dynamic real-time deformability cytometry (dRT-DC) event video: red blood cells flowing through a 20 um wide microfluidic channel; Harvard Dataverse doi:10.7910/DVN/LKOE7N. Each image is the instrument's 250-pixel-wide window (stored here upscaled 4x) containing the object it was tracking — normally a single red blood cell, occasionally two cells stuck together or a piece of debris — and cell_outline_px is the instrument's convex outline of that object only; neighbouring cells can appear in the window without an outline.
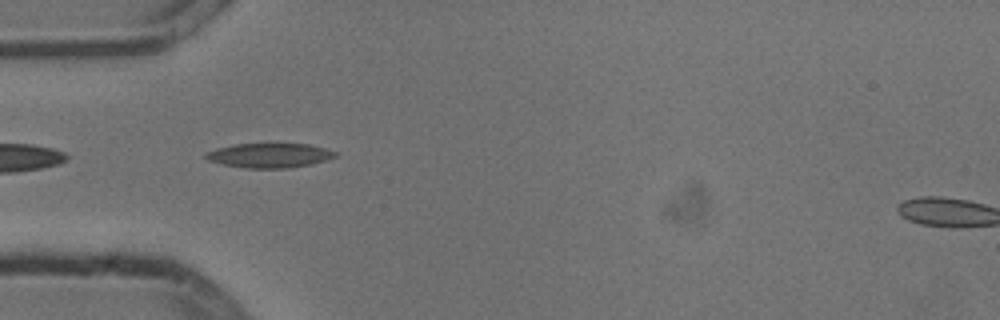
{"species": "common noctule bat (a hibernating species)", "species_latin": "Nyctalus noctula", "temperature_condition": "cold", "stored_images_in_passage": 38, "camera_frame_rate_fps": 3000, "um_per_image_px": 0.085, "animal": {"sex": "male", "body_mass_g": 13.3}, "frame": {"image": 1, "passage_image": 1, "time_ms": 0.0, "image_size_px": [1000, 320], "cell_outline_px": [[336, 156], [312, 164], [288, 168], [244, 168], [224, 164], [208, 160], [204, 156], [204, 152], [216, 148], [232, 144], [308, 144], [324, 148], [336, 152]], "centroid_in_image_um": [22.85, 13.21], "position_along_channel_um": 62.1, "area_um2": 18.38}}
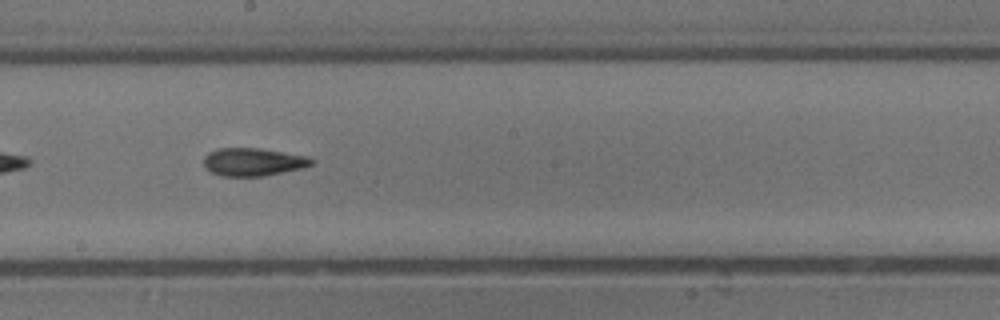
{"frame": {"image": 2, "passage_image": 14, "time_ms": 4.333, "image_size_px": [1000, 320], "cell_outline_px": [[316, 160], [312, 164], [300, 168], [260, 176], [220, 176], [212, 172], [204, 164], [204, 156], [208, 152], [216, 148], [260, 148], [308, 156]], "centroid_in_image_um": [21.5, 13.74], "position_along_channel_um": 226.7, "area_um2": 17.4}}
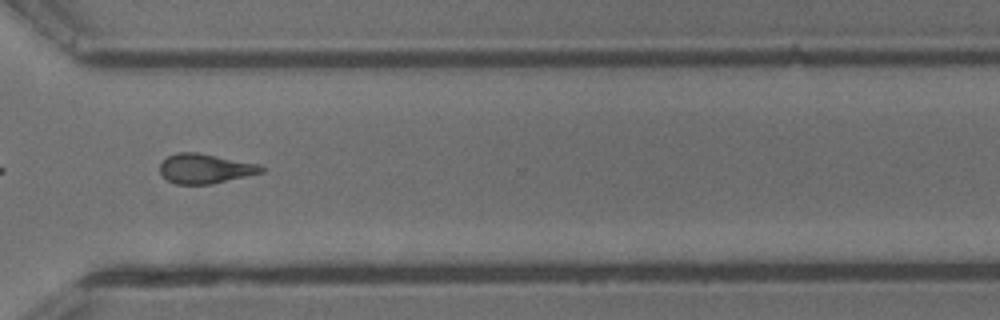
{"frame": {"image": 3, "passage_image": 24, "time_ms": 7.667, "image_size_px": [1000, 320], "cell_outline_px": [[264, 172], [212, 184], [176, 184], [168, 180], [160, 172], [160, 164], [168, 156], [176, 152], [196, 152], [260, 164], [264, 168]], "centroid_in_image_um": [17.45, 14.33], "position_along_channel_um": 353.2, "area_um2": 17.46}, "authors_computed_cell_mechanics": {"area_um2": 17.6001, "velocity_mm_per_s": 3.8053, "shape_relaxation_time_tau1_ms": null, "shape_relaxation_time_tau2_ms": 4.2009, "deformation_change_tau1": null, "deformation_change_tau2": 0.1391}}